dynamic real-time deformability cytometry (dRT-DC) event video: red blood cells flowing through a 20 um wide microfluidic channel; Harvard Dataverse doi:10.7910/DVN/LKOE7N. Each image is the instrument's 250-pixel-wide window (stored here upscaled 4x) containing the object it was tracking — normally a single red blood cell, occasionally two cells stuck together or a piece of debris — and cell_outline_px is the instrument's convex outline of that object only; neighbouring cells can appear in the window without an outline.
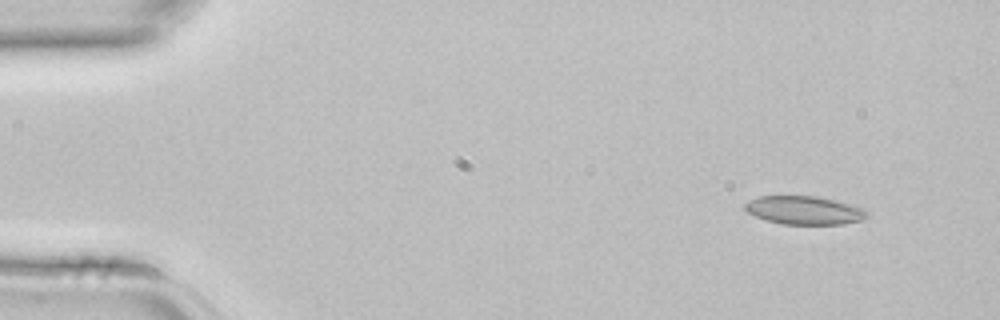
{"species": "common noctule bat (a hibernating species)", "species_latin": "Nyctalus noctula", "temperature_condition": "room temperature", "stored_images_in_passage": 3, "camera_frame_rate_fps": 3000, "um_per_image_px": 0.085, "animal": {"sex": "female", "body_mass_g": 22.7, "forearm_length_mm": 54.2}, "frame": {"image": 1, "passage_image": 1, "time_ms": 0.0, "image_size_px": [1000, 320], "cell_outline_px": [[868, 216], [860, 220], [844, 224], [780, 224], [764, 220], [748, 212], [744, 208], [744, 204], [748, 200], [756, 196], [816, 196], [864, 208], [868, 212]], "centroid_in_image_um": [68.32, 17.87], "position_along_channel_um": 16.7, "area_um2": 20.17}}
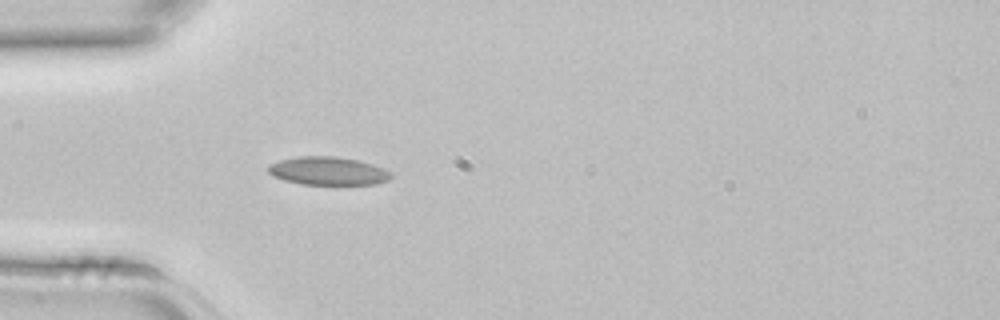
{"frame": {"image": 2, "passage_image": 3, "time_ms": 0.667, "image_size_px": [1000, 320], "cell_outline_px": [[392, 176], [388, 180], [376, 184], [300, 184], [284, 180], [272, 176], [268, 172], [268, 164], [280, 160], [300, 156], [336, 156], [356, 160], [372, 164], [384, 168], [392, 172]], "centroid_in_image_um": [27.87, 14.53], "position_along_channel_um": 57.1, "area_um2": 20.23}}